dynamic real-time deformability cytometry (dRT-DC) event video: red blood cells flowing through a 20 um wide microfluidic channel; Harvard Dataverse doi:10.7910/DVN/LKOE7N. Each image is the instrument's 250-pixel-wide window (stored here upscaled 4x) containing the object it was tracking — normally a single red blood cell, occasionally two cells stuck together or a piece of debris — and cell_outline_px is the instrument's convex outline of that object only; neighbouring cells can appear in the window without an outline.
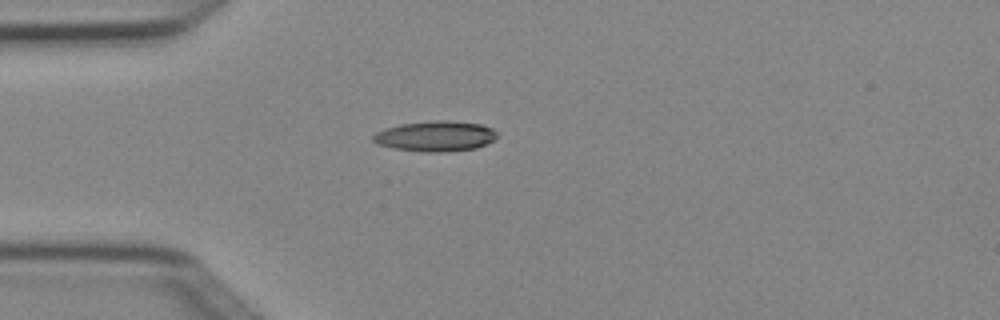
{"species": "Egyptian fruit bat (a non-hibernating species)", "species_latin": "Rousettus aegyptiacus", "temperature_condition": "cold", "stored_images_in_passage": 2, "camera_frame_rate_fps": 3000, "um_per_image_px": 0.085, "animal": {"sex": "female"}, "frame": {"image": 1, "passage_image": 1, "time_ms": 0.0, "image_size_px": [1000, 320], "cell_outline_px": [[496, 136], [492, 140], [476, 148], [444, 152], [424, 152], [392, 148], [380, 144], [372, 140], [372, 136], [376, 132], [384, 128], [400, 124], [436, 120], [448, 120], [480, 124], [492, 128], [496, 132]], "centroid_in_image_um": [36.98, 11.57], "position_along_channel_um": 48.0, "area_um2": 21.85}}